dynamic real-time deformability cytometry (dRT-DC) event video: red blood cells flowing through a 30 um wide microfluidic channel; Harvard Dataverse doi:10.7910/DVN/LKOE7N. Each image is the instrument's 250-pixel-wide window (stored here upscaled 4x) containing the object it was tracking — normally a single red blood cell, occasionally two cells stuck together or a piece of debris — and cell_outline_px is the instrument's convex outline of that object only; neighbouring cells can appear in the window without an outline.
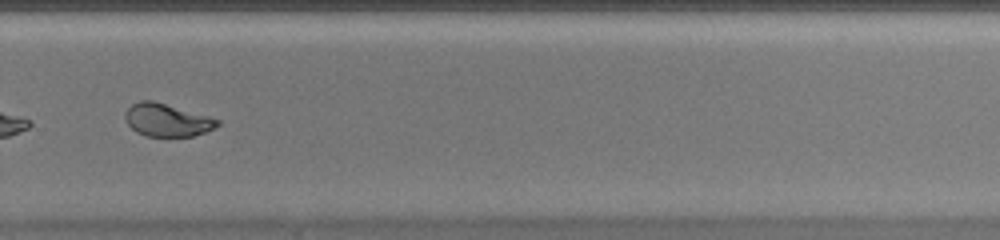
{"species": "common noctule bat (a hibernating species)", "species_latin": "Nyctalus noctula", "temperature_condition": "warm", "stored_images_in_passage": 37, "camera_frame_rate_fps": 3000, "um_per_image_px": 0.085, "animal": {"sex": "female", "body_mass_g": 20.0, "forearm_length_mm": 54.0}, "frame": {"image": 1, "passage_image": 22, "time_ms": 7.0, "image_size_px": [1000, 240], "cell_outline_px": [[216, 124], [212, 128], [192, 136], [152, 136], [140, 132], [132, 128], [128, 120], [128, 112], [136, 104], [160, 104], [216, 120]], "centroid_in_image_um": [14.22, 10.29], "position_along_channel_um": 315.6, "area_um2": 15.14}, "authors_computed_cell_mechanics": {"area_um2": 15.317, "velocity_mm_per_s": 3.8925, "shape_relaxation_time_tau1_ms": null, "shape_relaxation_time_tau2_ms": 1.3255, "deformation_change_tau1": null, "deformation_change_tau2": 0.0508}}